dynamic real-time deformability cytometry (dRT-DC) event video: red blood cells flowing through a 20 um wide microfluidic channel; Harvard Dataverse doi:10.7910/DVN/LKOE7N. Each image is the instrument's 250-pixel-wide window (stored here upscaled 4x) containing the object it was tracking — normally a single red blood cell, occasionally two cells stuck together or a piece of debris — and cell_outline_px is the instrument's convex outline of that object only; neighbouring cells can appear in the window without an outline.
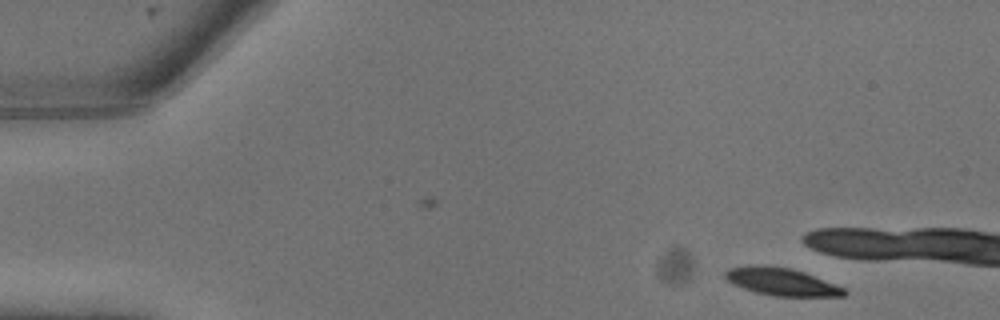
{"species": "common noctule bat (a hibernating species)", "species_latin": "Nyctalus noctula", "temperature_condition": "warm", "stored_images_in_passage": 14, "camera_frame_rate_fps": 3000, "um_per_image_px": 0.085, "animal": {"sex": "male", "body_mass_g": 13.3}, "frame": {"image": 1, "passage_image": 1, "time_ms": 0.0, "image_size_px": [1000, 320], "cell_outline_px": [[848, 292], [844, 296], [776, 296], [756, 292], [744, 288], [728, 280], [724, 276], [724, 272], [728, 268], [764, 264], [788, 268], [804, 272], [844, 288]], "centroid_in_image_um": [66.43, 23.94], "position_along_channel_um": 18.6, "area_um2": 18.79}}
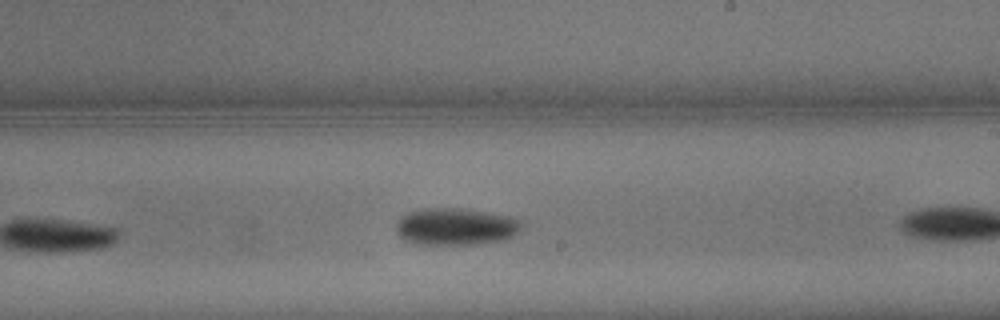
{"frame": {"image": 2, "passage_image": 14, "time_ms": 4.333, "image_size_px": [1000, 320], "cell_outline_px": [[524, 224], [512, 236], [500, 240], [472, 244], [420, 244], [404, 240], [396, 232], [396, 224], [408, 212], [424, 208], [460, 208], [488, 212], [508, 216], [520, 220]], "centroid_in_image_um": [38.72, 19.25], "position_along_channel_um": 250.3, "area_um2": 26.82}}